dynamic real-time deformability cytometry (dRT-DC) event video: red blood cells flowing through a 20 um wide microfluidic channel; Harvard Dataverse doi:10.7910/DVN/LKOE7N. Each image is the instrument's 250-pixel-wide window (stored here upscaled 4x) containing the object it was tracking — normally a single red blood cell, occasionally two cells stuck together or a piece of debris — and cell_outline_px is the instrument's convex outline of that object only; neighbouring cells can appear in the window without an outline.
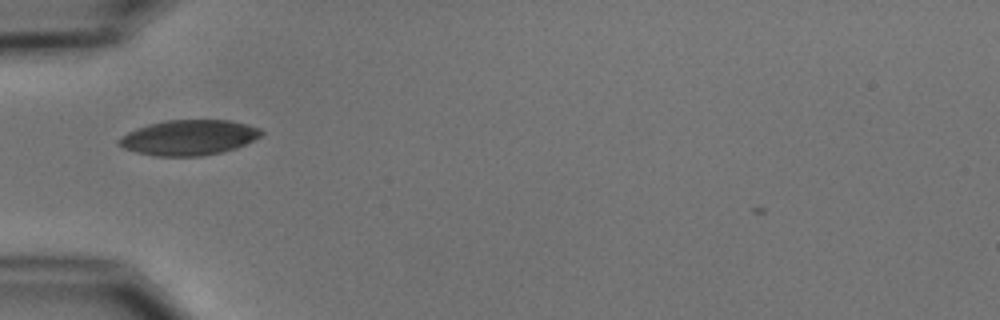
{"species": "common noctule bat (a hibernating species)", "species_latin": "Nyctalus noctula", "temperature_condition": "cold", "stored_images_in_passage": 3, "camera_frame_rate_fps": 3000, "um_per_image_px": 0.085, "animal": {"sex": "male", "body_mass_g": 15.6}, "frame": {"image": 1, "passage_image": 1, "time_ms": 0.0, "image_size_px": [1000, 320], "cell_outline_px": [[264, 132], [260, 136], [236, 148], [220, 152], [200, 156], [156, 156], [136, 152], [124, 148], [116, 140], [128, 132], [136, 128], [148, 124], [164, 120], [228, 120], [248, 124], [260, 128]], "centroid_in_image_um": [16.04, 11.68], "position_along_channel_um": 69.0, "area_um2": 29.13}}